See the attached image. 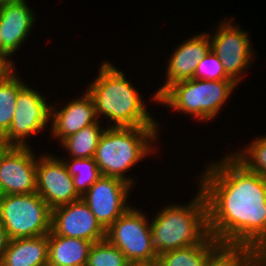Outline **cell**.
Returning a JSON list of instances; mask_svg holds the SVG:
<instances>
[{
  "instance_id": "5b68a950",
  "label": "cell",
  "mask_w": 266,
  "mask_h": 266,
  "mask_svg": "<svg viewBox=\"0 0 266 266\" xmlns=\"http://www.w3.org/2000/svg\"><path fill=\"white\" fill-rule=\"evenodd\" d=\"M237 85L234 80L192 78L172 84L158 98V103L206 123L223 110Z\"/></svg>"
},
{
  "instance_id": "836d02e7",
  "label": "cell",
  "mask_w": 266,
  "mask_h": 266,
  "mask_svg": "<svg viewBox=\"0 0 266 266\" xmlns=\"http://www.w3.org/2000/svg\"><path fill=\"white\" fill-rule=\"evenodd\" d=\"M0 52H1V32H0Z\"/></svg>"
},
{
  "instance_id": "d4e9b609",
  "label": "cell",
  "mask_w": 266,
  "mask_h": 266,
  "mask_svg": "<svg viewBox=\"0 0 266 266\" xmlns=\"http://www.w3.org/2000/svg\"><path fill=\"white\" fill-rule=\"evenodd\" d=\"M86 266H132L125 254L106 239L93 243Z\"/></svg>"
},
{
  "instance_id": "7a4b0ae2",
  "label": "cell",
  "mask_w": 266,
  "mask_h": 266,
  "mask_svg": "<svg viewBox=\"0 0 266 266\" xmlns=\"http://www.w3.org/2000/svg\"><path fill=\"white\" fill-rule=\"evenodd\" d=\"M86 91L95 102L98 119L105 116L113 122L109 127H161L138 89L110 61L102 62Z\"/></svg>"
},
{
  "instance_id": "484cf974",
  "label": "cell",
  "mask_w": 266,
  "mask_h": 266,
  "mask_svg": "<svg viewBox=\"0 0 266 266\" xmlns=\"http://www.w3.org/2000/svg\"><path fill=\"white\" fill-rule=\"evenodd\" d=\"M195 79L202 80H233L226 72L221 60L211 50L198 63L194 73Z\"/></svg>"
},
{
  "instance_id": "f1b7e54d",
  "label": "cell",
  "mask_w": 266,
  "mask_h": 266,
  "mask_svg": "<svg viewBox=\"0 0 266 266\" xmlns=\"http://www.w3.org/2000/svg\"><path fill=\"white\" fill-rule=\"evenodd\" d=\"M9 238L6 234V230L2 222L0 221V264L2 262V258L4 255V252L6 250L7 244H8Z\"/></svg>"
},
{
  "instance_id": "5bb4252c",
  "label": "cell",
  "mask_w": 266,
  "mask_h": 266,
  "mask_svg": "<svg viewBox=\"0 0 266 266\" xmlns=\"http://www.w3.org/2000/svg\"><path fill=\"white\" fill-rule=\"evenodd\" d=\"M210 50V37L204 31L177 45L166 65V80L163 82V86L161 85L153 95L154 103H158V98L172 84L194 78L198 63Z\"/></svg>"
},
{
  "instance_id": "9c48e42d",
  "label": "cell",
  "mask_w": 266,
  "mask_h": 266,
  "mask_svg": "<svg viewBox=\"0 0 266 266\" xmlns=\"http://www.w3.org/2000/svg\"><path fill=\"white\" fill-rule=\"evenodd\" d=\"M41 94L27 84L18 92L16 111L11 126L4 135L11 146L28 147L31 143H28V138L48 128L51 103Z\"/></svg>"
},
{
  "instance_id": "ba28073f",
  "label": "cell",
  "mask_w": 266,
  "mask_h": 266,
  "mask_svg": "<svg viewBox=\"0 0 266 266\" xmlns=\"http://www.w3.org/2000/svg\"><path fill=\"white\" fill-rule=\"evenodd\" d=\"M232 19L221 20L218 28H215L217 31L208 34L211 51L221 60L225 72L239 85L245 76L243 73L249 70L252 60L256 59V52L250 43L249 33L233 23Z\"/></svg>"
},
{
  "instance_id": "d6a6232c",
  "label": "cell",
  "mask_w": 266,
  "mask_h": 266,
  "mask_svg": "<svg viewBox=\"0 0 266 266\" xmlns=\"http://www.w3.org/2000/svg\"><path fill=\"white\" fill-rule=\"evenodd\" d=\"M146 266H159V264H152V265H146Z\"/></svg>"
},
{
  "instance_id": "8992f818",
  "label": "cell",
  "mask_w": 266,
  "mask_h": 266,
  "mask_svg": "<svg viewBox=\"0 0 266 266\" xmlns=\"http://www.w3.org/2000/svg\"><path fill=\"white\" fill-rule=\"evenodd\" d=\"M0 221L11 239L49 234L51 209L37 193L0 196Z\"/></svg>"
},
{
  "instance_id": "52a82bcc",
  "label": "cell",
  "mask_w": 266,
  "mask_h": 266,
  "mask_svg": "<svg viewBox=\"0 0 266 266\" xmlns=\"http://www.w3.org/2000/svg\"><path fill=\"white\" fill-rule=\"evenodd\" d=\"M149 219L143 210L131 206L106 230L105 239L119 248L132 266L158 262Z\"/></svg>"
},
{
  "instance_id": "cb8c5ba5",
  "label": "cell",
  "mask_w": 266,
  "mask_h": 266,
  "mask_svg": "<svg viewBox=\"0 0 266 266\" xmlns=\"http://www.w3.org/2000/svg\"><path fill=\"white\" fill-rule=\"evenodd\" d=\"M253 140L244 149L230 154L247 170L266 178V135Z\"/></svg>"
},
{
  "instance_id": "7c38bea8",
  "label": "cell",
  "mask_w": 266,
  "mask_h": 266,
  "mask_svg": "<svg viewBox=\"0 0 266 266\" xmlns=\"http://www.w3.org/2000/svg\"><path fill=\"white\" fill-rule=\"evenodd\" d=\"M32 146H11L0 158V196L37 191V157Z\"/></svg>"
},
{
  "instance_id": "e0dca14e",
  "label": "cell",
  "mask_w": 266,
  "mask_h": 266,
  "mask_svg": "<svg viewBox=\"0 0 266 266\" xmlns=\"http://www.w3.org/2000/svg\"><path fill=\"white\" fill-rule=\"evenodd\" d=\"M49 235L8 241L0 266H41L48 262Z\"/></svg>"
},
{
  "instance_id": "7402d4cb",
  "label": "cell",
  "mask_w": 266,
  "mask_h": 266,
  "mask_svg": "<svg viewBox=\"0 0 266 266\" xmlns=\"http://www.w3.org/2000/svg\"><path fill=\"white\" fill-rule=\"evenodd\" d=\"M63 161L81 197L101 176L94 158H64Z\"/></svg>"
},
{
  "instance_id": "ffe728a7",
  "label": "cell",
  "mask_w": 266,
  "mask_h": 266,
  "mask_svg": "<svg viewBox=\"0 0 266 266\" xmlns=\"http://www.w3.org/2000/svg\"><path fill=\"white\" fill-rule=\"evenodd\" d=\"M94 123L65 138L59 145L69 154V158H93L99 139L106 128Z\"/></svg>"
},
{
  "instance_id": "83f0119b",
  "label": "cell",
  "mask_w": 266,
  "mask_h": 266,
  "mask_svg": "<svg viewBox=\"0 0 266 266\" xmlns=\"http://www.w3.org/2000/svg\"><path fill=\"white\" fill-rule=\"evenodd\" d=\"M253 266H266V247H254Z\"/></svg>"
},
{
  "instance_id": "4316f807",
  "label": "cell",
  "mask_w": 266,
  "mask_h": 266,
  "mask_svg": "<svg viewBox=\"0 0 266 266\" xmlns=\"http://www.w3.org/2000/svg\"><path fill=\"white\" fill-rule=\"evenodd\" d=\"M14 62L6 53L0 52V82L16 71Z\"/></svg>"
},
{
  "instance_id": "d6986e66",
  "label": "cell",
  "mask_w": 266,
  "mask_h": 266,
  "mask_svg": "<svg viewBox=\"0 0 266 266\" xmlns=\"http://www.w3.org/2000/svg\"><path fill=\"white\" fill-rule=\"evenodd\" d=\"M220 245L210 234L199 244L162 253L159 266H208L211 253Z\"/></svg>"
},
{
  "instance_id": "8fae6325",
  "label": "cell",
  "mask_w": 266,
  "mask_h": 266,
  "mask_svg": "<svg viewBox=\"0 0 266 266\" xmlns=\"http://www.w3.org/2000/svg\"><path fill=\"white\" fill-rule=\"evenodd\" d=\"M37 193L53 210L56 207L79 200L72 176L63 161L47 153L37 156Z\"/></svg>"
},
{
  "instance_id": "3957f363",
  "label": "cell",
  "mask_w": 266,
  "mask_h": 266,
  "mask_svg": "<svg viewBox=\"0 0 266 266\" xmlns=\"http://www.w3.org/2000/svg\"><path fill=\"white\" fill-rule=\"evenodd\" d=\"M160 129L106 126L93 157L100 174L119 178L133 187L135 180L126 176V173L131 171L137 162L156 151L157 147H153V144L159 139Z\"/></svg>"
},
{
  "instance_id": "ac0fdd59",
  "label": "cell",
  "mask_w": 266,
  "mask_h": 266,
  "mask_svg": "<svg viewBox=\"0 0 266 266\" xmlns=\"http://www.w3.org/2000/svg\"><path fill=\"white\" fill-rule=\"evenodd\" d=\"M48 262L55 266H86L92 242L49 232Z\"/></svg>"
},
{
  "instance_id": "9a60e30c",
  "label": "cell",
  "mask_w": 266,
  "mask_h": 266,
  "mask_svg": "<svg viewBox=\"0 0 266 266\" xmlns=\"http://www.w3.org/2000/svg\"><path fill=\"white\" fill-rule=\"evenodd\" d=\"M84 94L77 98H72L64 103L63 107L56 109V105L51 104L50 131L51 137L56 138L61 143L65 138L75 134L82 128L98 123L95 102L92 96L85 90Z\"/></svg>"
},
{
  "instance_id": "277c9868",
  "label": "cell",
  "mask_w": 266,
  "mask_h": 266,
  "mask_svg": "<svg viewBox=\"0 0 266 266\" xmlns=\"http://www.w3.org/2000/svg\"><path fill=\"white\" fill-rule=\"evenodd\" d=\"M150 222L156 253L199 245L208 235L207 201L199 188L188 204L163 206Z\"/></svg>"
},
{
  "instance_id": "4fadbf2b",
  "label": "cell",
  "mask_w": 266,
  "mask_h": 266,
  "mask_svg": "<svg viewBox=\"0 0 266 266\" xmlns=\"http://www.w3.org/2000/svg\"><path fill=\"white\" fill-rule=\"evenodd\" d=\"M51 231L55 235L92 243L103 241L106 237V230L81 198L51 210Z\"/></svg>"
},
{
  "instance_id": "1f68e13d",
  "label": "cell",
  "mask_w": 266,
  "mask_h": 266,
  "mask_svg": "<svg viewBox=\"0 0 266 266\" xmlns=\"http://www.w3.org/2000/svg\"><path fill=\"white\" fill-rule=\"evenodd\" d=\"M41 266H55V265H53V264L47 262V263L42 264Z\"/></svg>"
},
{
  "instance_id": "2e32d148",
  "label": "cell",
  "mask_w": 266,
  "mask_h": 266,
  "mask_svg": "<svg viewBox=\"0 0 266 266\" xmlns=\"http://www.w3.org/2000/svg\"><path fill=\"white\" fill-rule=\"evenodd\" d=\"M27 1L0 4L1 52L10 58L30 35L37 21Z\"/></svg>"
},
{
  "instance_id": "6da1fadb",
  "label": "cell",
  "mask_w": 266,
  "mask_h": 266,
  "mask_svg": "<svg viewBox=\"0 0 266 266\" xmlns=\"http://www.w3.org/2000/svg\"><path fill=\"white\" fill-rule=\"evenodd\" d=\"M203 171L197 181L207 201L209 234L220 244L266 247V178L231 154Z\"/></svg>"
},
{
  "instance_id": "603a6c76",
  "label": "cell",
  "mask_w": 266,
  "mask_h": 266,
  "mask_svg": "<svg viewBox=\"0 0 266 266\" xmlns=\"http://www.w3.org/2000/svg\"><path fill=\"white\" fill-rule=\"evenodd\" d=\"M254 247L220 244L210 255L208 266H253Z\"/></svg>"
},
{
  "instance_id": "f546056e",
  "label": "cell",
  "mask_w": 266,
  "mask_h": 266,
  "mask_svg": "<svg viewBox=\"0 0 266 266\" xmlns=\"http://www.w3.org/2000/svg\"><path fill=\"white\" fill-rule=\"evenodd\" d=\"M11 145L8 143L4 134H0V158L9 150Z\"/></svg>"
},
{
  "instance_id": "44dd1931",
  "label": "cell",
  "mask_w": 266,
  "mask_h": 266,
  "mask_svg": "<svg viewBox=\"0 0 266 266\" xmlns=\"http://www.w3.org/2000/svg\"><path fill=\"white\" fill-rule=\"evenodd\" d=\"M19 77L14 71L0 82V134L8 132L16 111L17 94L26 85Z\"/></svg>"
},
{
  "instance_id": "4dcf8cb0",
  "label": "cell",
  "mask_w": 266,
  "mask_h": 266,
  "mask_svg": "<svg viewBox=\"0 0 266 266\" xmlns=\"http://www.w3.org/2000/svg\"><path fill=\"white\" fill-rule=\"evenodd\" d=\"M19 1H26V0H0V4L7 2H19Z\"/></svg>"
},
{
  "instance_id": "30bf717a",
  "label": "cell",
  "mask_w": 266,
  "mask_h": 266,
  "mask_svg": "<svg viewBox=\"0 0 266 266\" xmlns=\"http://www.w3.org/2000/svg\"><path fill=\"white\" fill-rule=\"evenodd\" d=\"M132 186L125 181L101 175L81 199L101 226L107 230L129 207ZM127 203V204H126Z\"/></svg>"
}]
</instances>
